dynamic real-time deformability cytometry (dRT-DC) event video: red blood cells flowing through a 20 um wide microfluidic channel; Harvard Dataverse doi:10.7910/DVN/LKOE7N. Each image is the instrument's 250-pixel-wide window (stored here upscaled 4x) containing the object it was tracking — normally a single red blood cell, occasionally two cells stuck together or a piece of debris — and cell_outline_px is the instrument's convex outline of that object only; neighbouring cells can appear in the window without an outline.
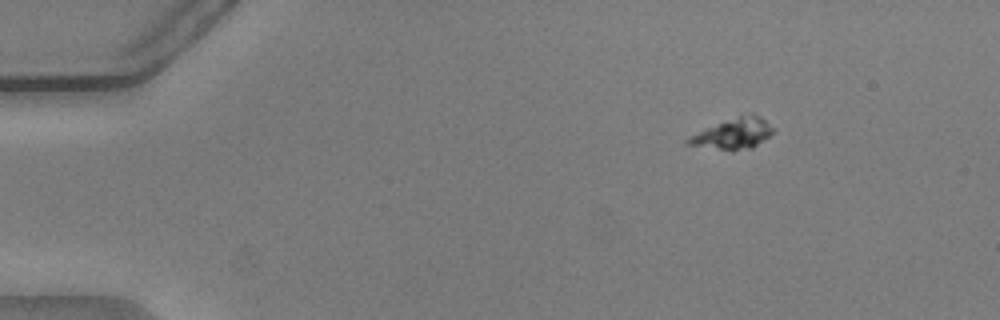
{"species": "common noctule bat (a hibernating species)", "species_latin": "Nyctalus noctula", "temperature_condition": "warm", "stored_images_in_passage": 48, "camera_frame_rate_fps": 3000, "um_per_image_px": 0.085, "animal": {"sex": "male", "body_mass_g": 20.5, "forearm_length_mm": 52.5}, "frame": {"image": 1, "passage_image": 1, "time_ms": 0.0, "image_size_px": [1000, 320], "cell_outline_px": [[776, 128], [768, 136], [752, 148], [732, 152], [684, 144], [684, 140], [688, 136], [708, 128], [740, 116], [752, 112], [760, 116]], "centroid_in_image_um": [62.33, 11.4], "position_along_channel_um": 22.7, "area_um2": 15.2}}
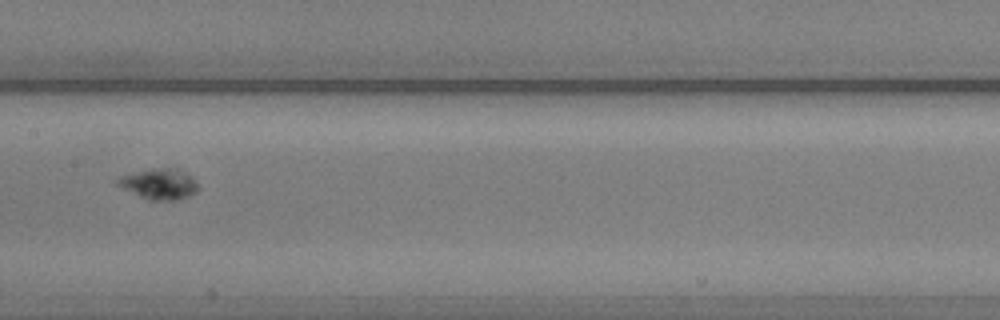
{"frame": {"image": 2, "passage_image": 22, "time_ms": 7.0, "image_size_px": [1000, 320], "cell_outline_px": [[200, 188], [196, 192], [188, 196], [176, 200], [148, 200], [116, 184], [116, 180], [120, 176], [132, 172], [160, 168], [176, 168], [192, 176]], "centroid_in_image_um": [13.55, 15.63], "position_along_channel_um": 193.8, "area_um2": 14.28}}
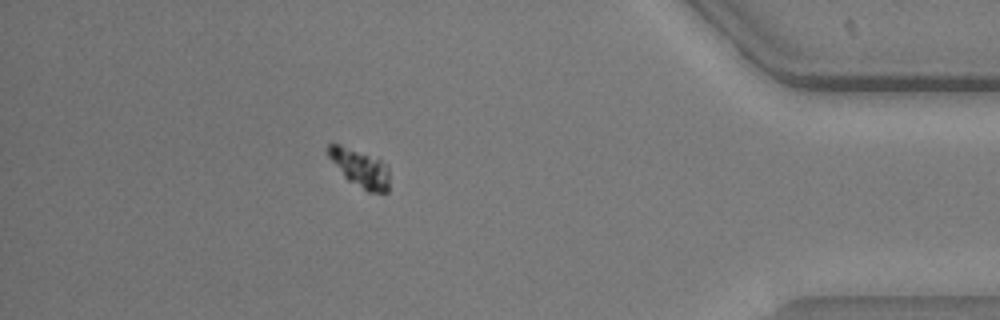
{"frame": {"image": 3, "passage_image": 42, "time_ms": 13.667, "image_size_px": [1000, 320], "cell_outline_px": [[388, 192], [368, 192], [348, 180], [344, 176], [328, 156], [328, 144], [336, 144], [380, 160], [388, 164]], "centroid_in_image_um": [30.63, 14.33], "position_along_channel_um": 404.6, "area_um2": 12.95}, "authors_computed_cell_mechanics": {"area_um2": 14.4211, "velocity_mm_per_s": 3.736, "shape_relaxation_time_tau1_ms": 1.0988, "shape_relaxation_time_tau2_ms": null, "deformation_change_tau1": 0.0193, "deformation_change_tau2": null}}